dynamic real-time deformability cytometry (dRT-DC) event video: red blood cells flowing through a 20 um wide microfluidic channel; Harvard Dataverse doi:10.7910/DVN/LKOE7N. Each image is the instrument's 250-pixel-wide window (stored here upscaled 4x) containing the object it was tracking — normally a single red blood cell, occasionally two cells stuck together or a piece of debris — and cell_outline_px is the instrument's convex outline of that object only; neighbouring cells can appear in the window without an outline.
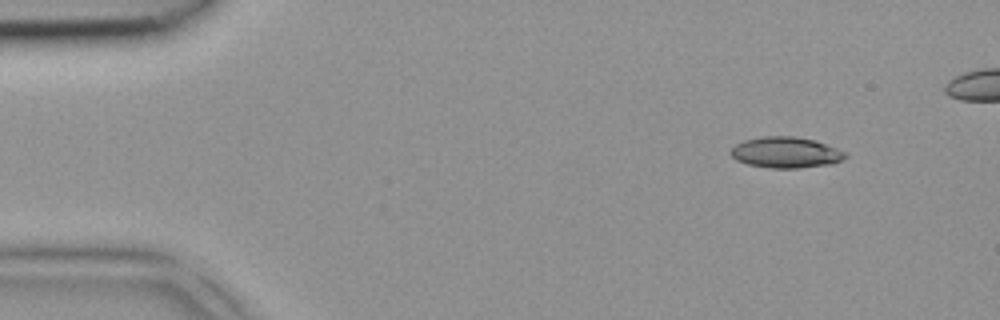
{"species": "common noctule bat (a hibernating species)", "species_latin": "Nyctalus noctula", "temperature_condition": "room temperature", "stored_images_in_passage": 3, "camera_frame_rate_fps": 3000, "um_per_image_px": 0.085, "animal": {"sex": "female", "body_mass_g": 18.4}, "frame": {"image": 1, "passage_image": 1, "time_ms": 0.0, "image_size_px": [1000, 320], "cell_outline_px": [[848, 156], [844, 160], [832, 164], [800, 168], [768, 168], [748, 164], [736, 160], [728, 152], [736, 144], [744, 140], [764, 136], [796, 136], [812, 140], [848, 152]], "centroid_in_image_um": [66.81, 12.97], "position_along_channel_um": 18.2, "area_um2": 20.81}}